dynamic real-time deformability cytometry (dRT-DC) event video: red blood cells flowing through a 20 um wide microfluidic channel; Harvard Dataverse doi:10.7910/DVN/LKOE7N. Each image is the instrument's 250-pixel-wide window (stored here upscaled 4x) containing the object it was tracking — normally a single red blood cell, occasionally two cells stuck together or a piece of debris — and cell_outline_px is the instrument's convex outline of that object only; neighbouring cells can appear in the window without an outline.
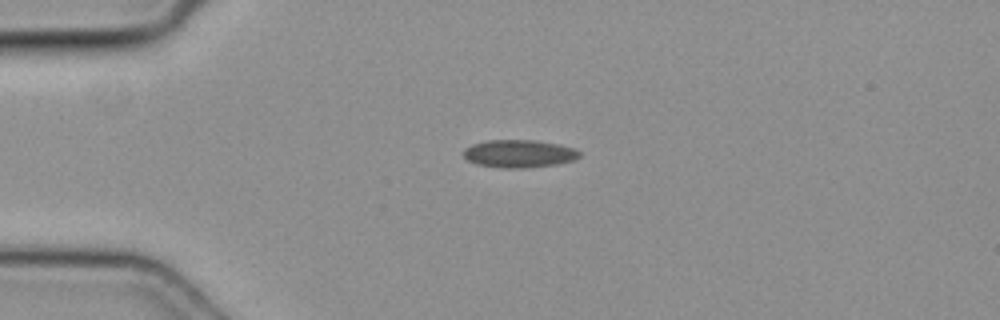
{"species": "common noctule bat (a hibernating species)", "species_latin": "Nyctalus noctula", "temperature_condition": "cold", "stored_images_in_passage": 33, "camera_frame_rate_fps": 3000, "um_per_image_px": 0.085, "animal": {"sex": "female", "body_mass_g": 19.3, "forearm_length_mm": 54.1}, "frame": {"image": 1, "passage_image": 1, "time_ms": 0.0, "image_size_px": [1000, 320], "cell_outline_px": [[580, 156], [576, 160], [556, 164], [524, 168], [500, 168], [476, 164], [468, 160], [464, 156], [464, 148], [472, 144], [488, 140], [532, 140], [556, 144], [572, 148], [580, 152]], "centroid_in_image_um": [44.1, 13.07], "position_along_channel_um": 40.9, "area_um2": 18.67}}
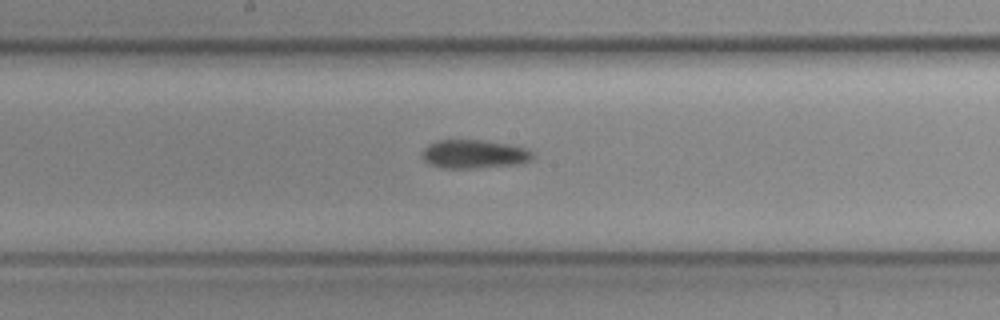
{"frame": {"image": 2, "passage_image": 15, "time_ms": 4.667, "image_size_px": [1000, 320], "cell_outline_px": [[532, 160], [520, 164], [472, 168], [440, 168], [424, 160], [420, 156], [424, 148], [428, 144], [436, 140], [484, 140], [508, 144], [524, 148], [532, 152]], "centroid_in_image_um": [40.26, 13.09], "position_along_channel_um": 207.9, "area_um2": 18.44}}
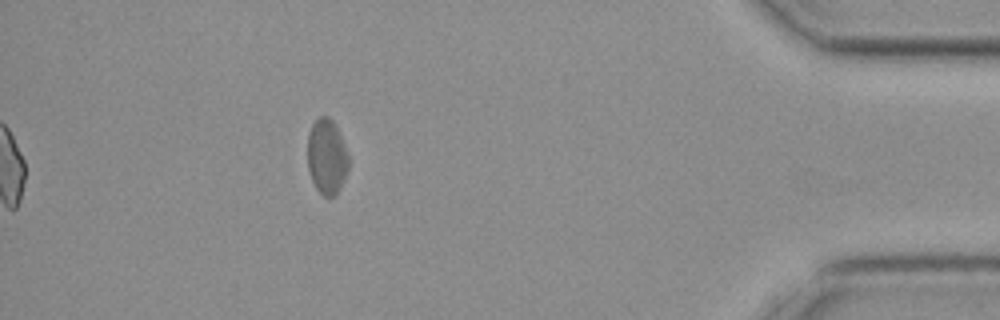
{"frame": {"image": 3, "passage_image": 33, "time_ms": 10.667, "image_size_px": [1000, 320], "cell_outline_px": [[348, 168], [340, 188], [332, 196], [324, 196], [316, 188], [312, 180], [308, 168], [308, 136], [312, 124], [320, 116], [328, 116], [332, 120], [348, 152]], "centroid_in_image_um": [27.77, 13.31], "position_along_channel_um": 407.4, "area_um2": 17.63}}